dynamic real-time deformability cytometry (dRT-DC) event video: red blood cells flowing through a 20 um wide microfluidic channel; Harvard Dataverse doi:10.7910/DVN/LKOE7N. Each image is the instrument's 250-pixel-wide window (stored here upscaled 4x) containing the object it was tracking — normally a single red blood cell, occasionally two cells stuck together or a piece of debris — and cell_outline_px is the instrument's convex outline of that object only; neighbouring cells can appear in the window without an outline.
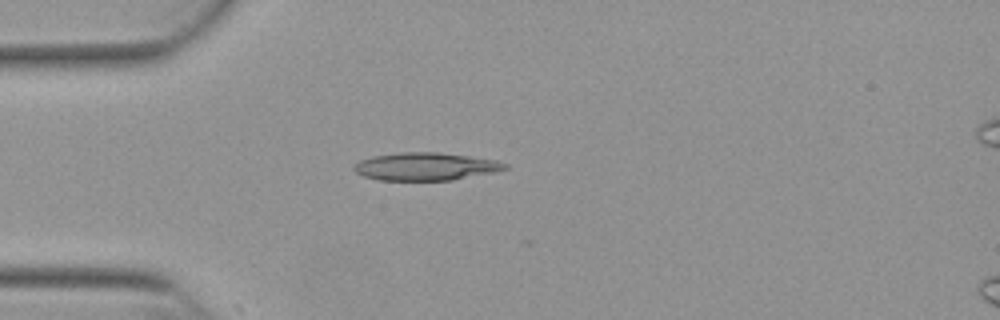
{"species": "Egyptian fruit bat (a non-hibernating species)", "species_latin": "Rousettus aegyptiacus", "temperature_condition": "warm", "stored_images_in_passage": 35, "camera_frame_rate_fps": 3000, "um_per_image_px": 0.085, "animal": {"sex": "female"}, "frame": {"image": 1, "passage_image": 1, "time_ms": 0.0, "image_size_px": [1000, 320], "cell_outline_px": [[508, 168], [496, 172], [452, 180], [380, 180], [364, 176], [356, 172], [352, 168], [352, 164], [360, 160], [372, 156], [400, 152], [440, 152], [496, 160], [508, 164]], "centroid_in_image_um": [36.17, 14.15], "position_along_channel_um": 48.8, "area_um2": 24.57}}
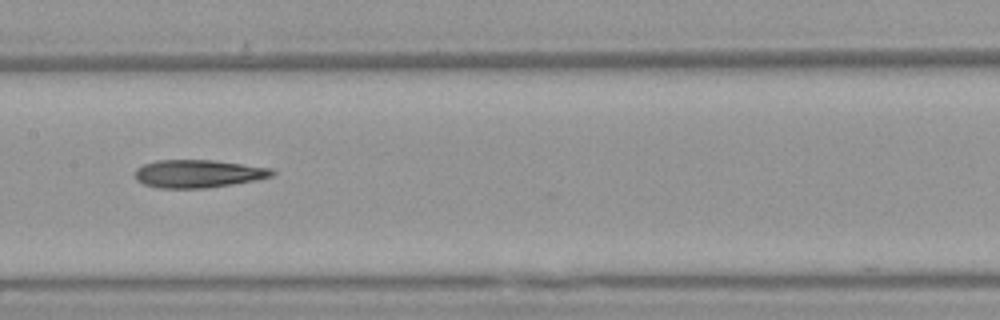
{"frame": {"image": 2, "passage_image": 13, "time_ms": 4.0, "image_size_px": [1000, 320], "cell_outline_px": [[276, 172], [272, 176], [256, 180], [232, 184], [204, 188], [160, 188], [144, 184], [136, 180], [136, 168], [144, 164], [156, 160], [216, 160], [272, 168]], "centroid_in_image_um": [16.86, 14.75], "position_along_channel_um": 190.5, "area_um2": 22.31}}
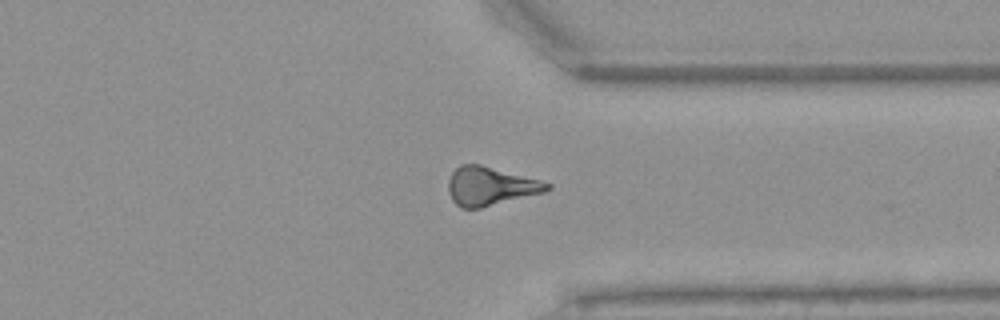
{"frame": {"image": 3, "passage_image": 27, "time_ms": 8.667, "image_size_px": [1000, 320], "cell_outline_px": [[552, 188], [544, 192], [480, 208], [460, 208], [452, 200], [448, 192], [448, 180], [452, 172], [460, 164], [480, 164], [540, 180], [552, 184]], "centroid_in_image_um": [41.66, 15.82], "position_along_channel_um": 369.7, "area_um2": 22.14}}